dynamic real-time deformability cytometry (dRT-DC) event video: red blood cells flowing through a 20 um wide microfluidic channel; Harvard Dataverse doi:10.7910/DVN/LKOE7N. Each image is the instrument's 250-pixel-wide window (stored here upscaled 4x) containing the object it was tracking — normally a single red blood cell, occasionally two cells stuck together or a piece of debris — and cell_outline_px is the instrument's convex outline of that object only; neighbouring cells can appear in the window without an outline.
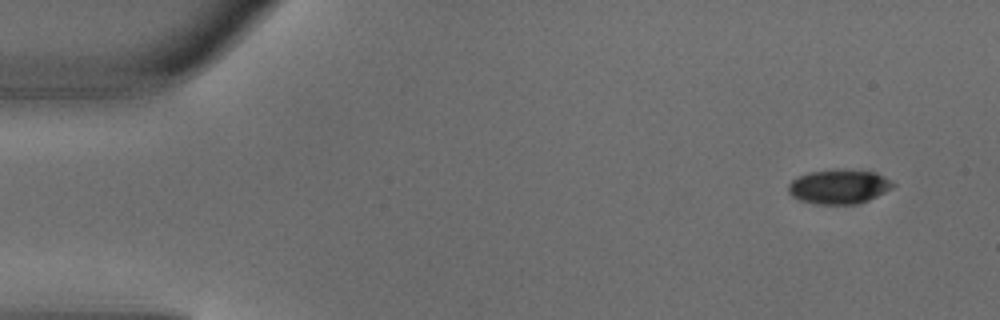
{"species": "common noctule bat (a hibernating species)", "species_latin": "Nyctalus noctula", "temperature_condition": "warm", "stored_images_in_passage": 4, "camera_frame_rate_fps": 3000, "um_per_image_px": 0.085, "animal": {"sex": "male", "body_mass_g": 18.8}, "frame": {"image": 1, "passage_image": 1, "time_ms": 0.0, "image_size_px": [1000, 320], "cell_outline_px": [[896, 184], [892, 188], [868, 200], [856, 204], [812, 204], [800, 200], [792, 196], [788, 192], [788, 184], [792, 180], [800, 176], [812, 172], [876, 172], [884, 176]], "centroid_in_image_um": [71.3, 15.92], "position_along_channel_um": 13.7, "area_um2": 20.11}}
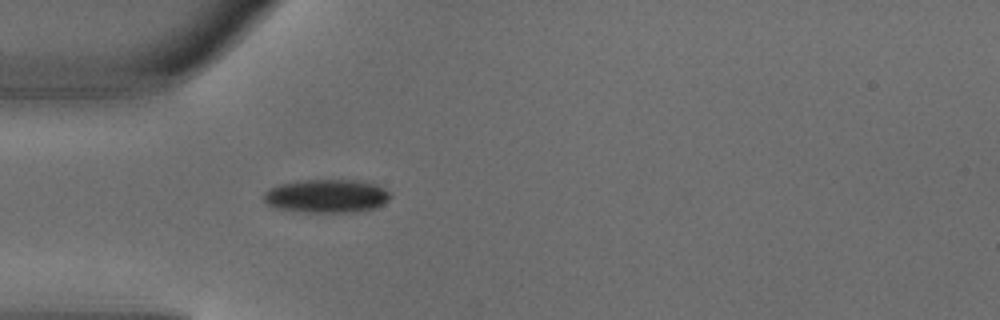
{"frame": {"image": 2, "passage_image": 4, "time_ms": 1.0, "image_size_px": [1000, 320], "cell_outline_px": [[392, 196], [384, 204], [376, 208], [356, 212], [300, 212], [276, 208], [268, 204], [264, 200], [264, 192], [268, 188], [276, 184], [300, 180], [356, 180], [376, 184], [392, 192]], "centroid_in_image_um": [27.77, 16.66], "position_along_channel_um": 57.2, "area_um2": 25.09}}